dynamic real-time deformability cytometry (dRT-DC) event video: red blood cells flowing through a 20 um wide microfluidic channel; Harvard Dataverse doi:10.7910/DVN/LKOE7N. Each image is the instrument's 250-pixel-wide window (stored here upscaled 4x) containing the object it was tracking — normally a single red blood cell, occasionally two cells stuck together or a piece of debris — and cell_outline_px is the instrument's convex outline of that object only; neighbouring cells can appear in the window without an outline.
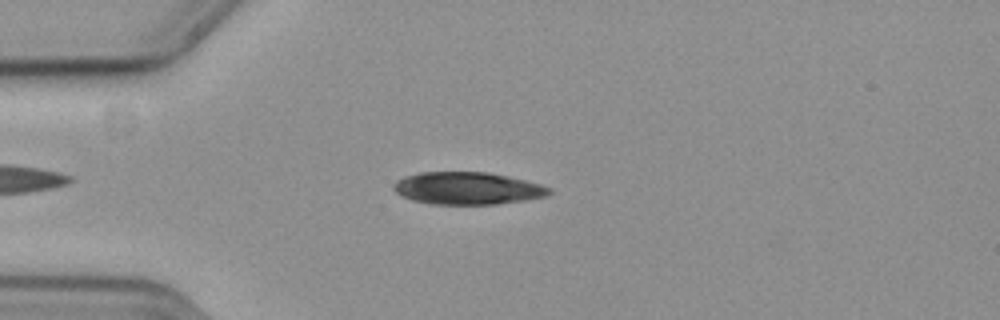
{"species": "common noctule bat (a hibernating species)", "species_latin": "Nyctalus noctula", "temperature_condition": "cold", "stored_images_in_passage": 50, "camera_frame_rate_fps": 3000, "um_per_image_px": 0.085, "animal": {"sex": "female", "body_mass_g": 19.3, "forearm_length_mm": 54.1}, "frame": {"image": 1, "passage_image": 8, "time_ms": 2.333, "image_size_px": [1000, 320], "cell_outline_px": [[552, 192], [548, 196], [524, 200], [496, 204], [428, 204], [412, 200], [400, 196], [392, 188], [404, 176], [420, 172], [488, 172], [508, 176], [540, 184], [552, 188]], "centroid_in_image_um": [39.75, 16.01], "position_along_channel_um": 45.2, "area_um2": 29.36}}